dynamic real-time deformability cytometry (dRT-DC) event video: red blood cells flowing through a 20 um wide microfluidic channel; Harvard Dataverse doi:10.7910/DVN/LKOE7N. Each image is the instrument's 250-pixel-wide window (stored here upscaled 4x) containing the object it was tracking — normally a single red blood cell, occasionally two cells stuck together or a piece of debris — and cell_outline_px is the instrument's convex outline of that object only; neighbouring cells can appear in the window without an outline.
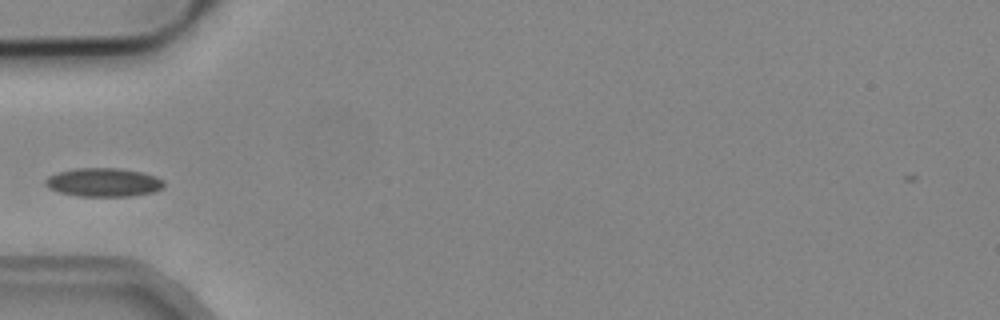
{"species": "common noctule bat (a hibernating species)", "species_latin": "Nyctalus noctula", "temperature_condition": "cold", "stored_images_in_passage": 3, "camera_frame_rate_fps": 3000, "um_per_image_px": 0.085, "animal": {"sex": "male", "body_mass_g": 19.2, "forearm_length_mm": 51.8}, "frame": {"image": 1, "passage_image": 2, "time_ms": 0.333, "image_size_px": [1000, 320], "cell_outline_px": [[164, 184], [160, 188], [152, 192], [128, 196], [80, 196], [60, 192], [48, 188], [44, 184], [44, 180], [48, 176], [56, 172], [76, 168], [120, 168], [144, 172], [156, 176], [164, 180]], "centroid_in_image_um": [8.77, 15.48], "position_along_channel_um": 76.2, "area_um2": 19.83}}